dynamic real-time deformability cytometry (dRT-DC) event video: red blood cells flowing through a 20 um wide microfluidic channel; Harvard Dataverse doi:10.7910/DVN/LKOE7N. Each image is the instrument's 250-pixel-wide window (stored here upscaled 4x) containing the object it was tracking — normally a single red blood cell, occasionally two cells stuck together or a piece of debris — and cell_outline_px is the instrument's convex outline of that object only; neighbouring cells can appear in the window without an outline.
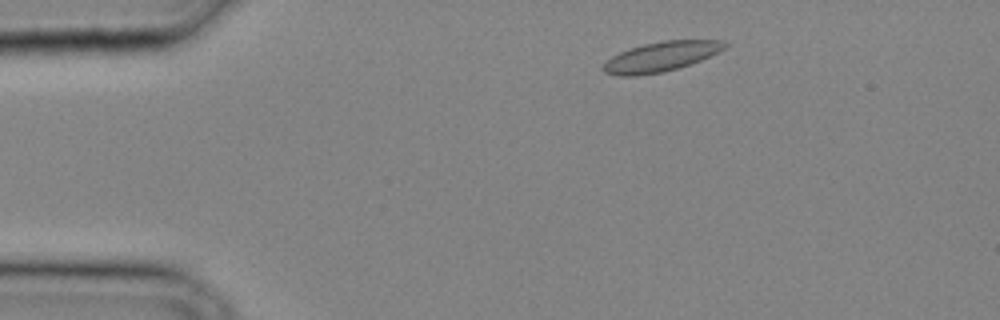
{"species": "common noctule bat (a hibernating species)", "species_latin": "Nyctalus noctula", "temperature_condition": "cold", "stored_images_in_passage": 26, "camera_frame_rate_fps": 3000, "um_per_image_px": 0.085, "animal": {"sex": "male", "body_mass_g": 20.4}, "frame": {"image": 1, "passage_image": 3, "time_ms": 0.667, "image_size_px": [1000, 320], "cell_outline_px": [[728, 44], [724, 48], [700, 60], [664, 72], [636, 76], [620, 76], [604, 72], [600, 68], [612, 56], [620, 52], [644, 44], [664, 40], [724, 40]], "centroid_in_image_um": [56.15, 4.82], "position_along_channel_um": 28.9, "area_um2": 20.75}}
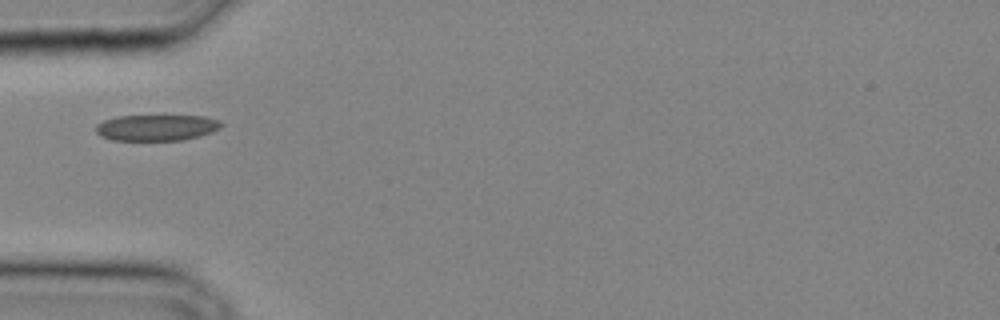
{"frame": {"image": 2, "passage_image": 8, "time_ms": 2.333, "image_size_px": [1000, 320], "cell_outline_px": [[224, 124], [220, 128], [212, 132], [200, 136], [184, 140], [112, 140], [100, 136], [96, 132], [96, 124], [104, 120], [116, 116], [204, 116], [220, 120]], "centroid_in_image_um": [13.32, 10.85], "position_along_channel_um": 71.7, "area_um2": 19.19}}
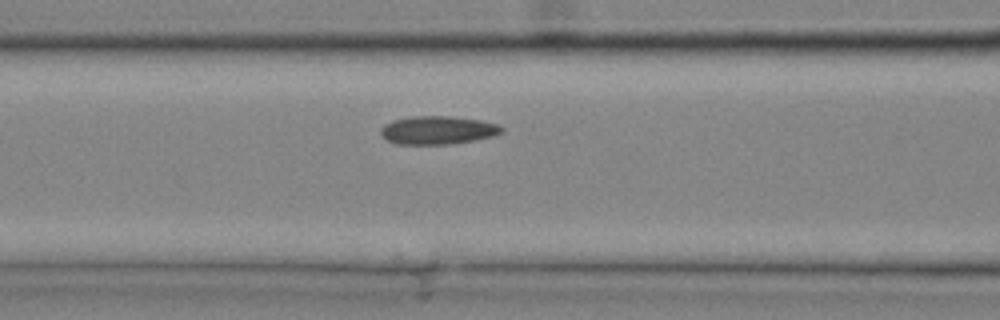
{"frame": {"image": 3, "passage_image": 11, "time_ms": 3.333, "image_size_px": [1000, 320], "cell_outline_px": [[504, 132], [492, 136], [476, 140], [452, 144], [396, 144], [380, 136], [380, 128], [384, 124], [392, 120], [412, 116], [448, 116], [480, 120], [496, 124], [504, 128]], "centroid_in_image_um": [37.18, 11.07], "position_along_channel_um": 129.4, "area_um2": 20.06}}